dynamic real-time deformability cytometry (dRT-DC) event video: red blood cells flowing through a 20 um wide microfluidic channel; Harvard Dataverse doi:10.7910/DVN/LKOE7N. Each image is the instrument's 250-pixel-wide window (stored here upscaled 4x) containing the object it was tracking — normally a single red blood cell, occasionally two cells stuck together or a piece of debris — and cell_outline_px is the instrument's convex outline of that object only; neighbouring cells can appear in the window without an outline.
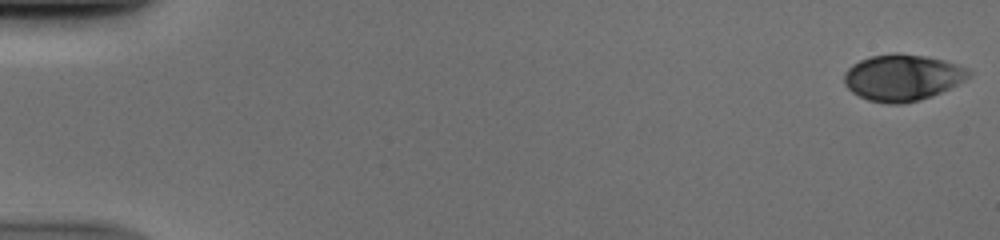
{"species": "human", "species_latin": "Homo sapiens", "temperature_condition": "cold", "stored_images_in_passage": 52, "camera_frame_rate_fps": 3000, "um_per_image_px": 0.085, "donor": {"sex": "male"}, "frame": {"image": 1, "passage_image": 1, "time_ms": 0.0, "image_size_px": [1000, 240], "cell_outline_px": [[972, 76], [932, 96], [920, 100], [900, 104], [888, 104], [868, 100], [852, 92], [844, 84], [844, 72], [852, 64], [860, 60], [872, 56], [892, 52], [900, 52], [924, 56], [944, 60], [968, 68], [972, 72]], "centroid_in_image_um": [76.7, 6.58], "position_along_channel_um": 8.3, "area_um2": 33.81}}
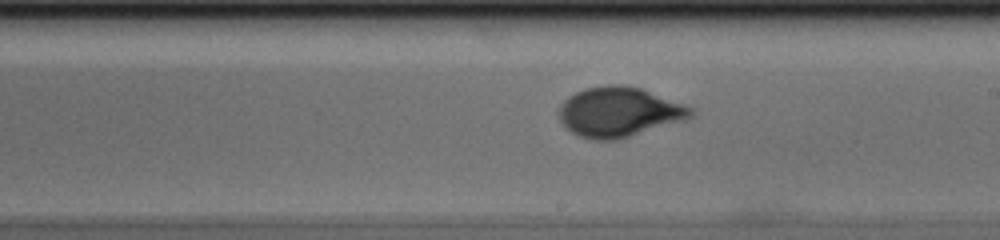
{"frame": {"image": 2, "passage_image": 31, "time_ms": 10.0, "image_size_px": [1000, 240], "cell_outline_px": [[696, 112], [692, 116], [684, 120], [616, 140], [592, 140], [580, 136], [572, 132], [560, 120], [560, 104], [568, 96], [584, 88], [604, 84], [624, 84], [640, 88], [696, 108]], "centroid_in_image_um": [52.64, 9.5], "position_along_channel_um": 236.4, "area_um2": 38.32}}
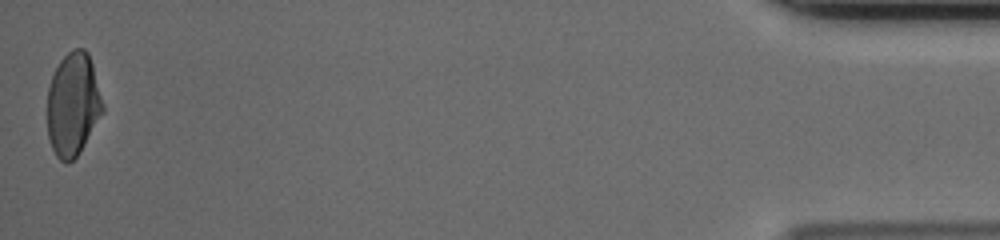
{"frame": {"image": 3, "passage_image": 52, "time_ms": 17.0, "image_size_px": [1000, 240], "cell_outline_px": [[104, 112], [80, 152], [68, 164], [64, 164], [56, 156], [52, 148], [48, 136], [48, 88], [52, 76], [60, 60], [72, 48], [84, 48], [88, 52], [92, 64], [104, 104]], "centroid_in_image_um": [6.22, 8.88], "position_along_channel_um": 429.0, "area_um2": 33.52}}